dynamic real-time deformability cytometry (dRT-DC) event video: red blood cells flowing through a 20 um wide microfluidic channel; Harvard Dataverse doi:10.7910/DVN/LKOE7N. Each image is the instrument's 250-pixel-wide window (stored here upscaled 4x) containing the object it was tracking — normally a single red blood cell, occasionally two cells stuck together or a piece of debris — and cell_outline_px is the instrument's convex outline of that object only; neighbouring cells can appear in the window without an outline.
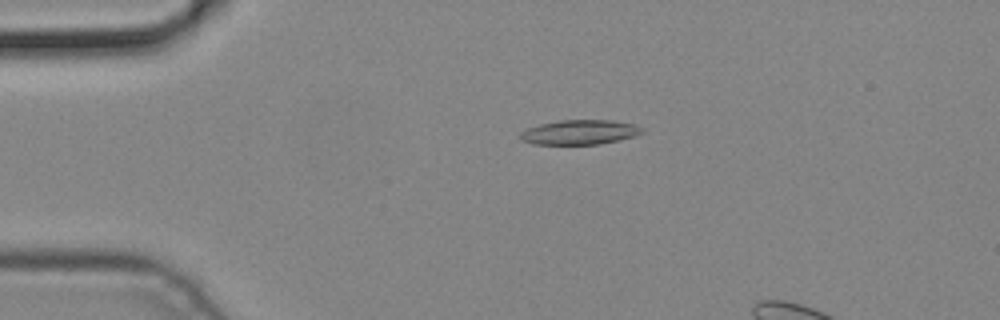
{"species": "common noctule bat (a hibernating species)", "species_latin": "Nyctalus noctula", "temperature_condition": "cold", "stored_images_in_passage": 4, "camera_frame_rate_fps": 3000, "um_per_image_px": 0.085, "animal": {"sex": "male", "body_mass_g": 19.2, "forearm_length_mm": 51.8}, "frame": {"image": 1, "passage_image": 2, "time_ms": 0.333, "image_size_px": [1000, 320], "cell_outline_px": [[644, 132], [636, 136], [620, 140], [600, 144], [532, 144], [520, 140], [520, 132], [528, 128], [540, 124], [560, 120], [612, 120], [636, 124], [644, 128]], "centroid_in_image_um": [49.32, 11.24], "position_along_channel_um": 35.7, "area_um2": 17.69}}